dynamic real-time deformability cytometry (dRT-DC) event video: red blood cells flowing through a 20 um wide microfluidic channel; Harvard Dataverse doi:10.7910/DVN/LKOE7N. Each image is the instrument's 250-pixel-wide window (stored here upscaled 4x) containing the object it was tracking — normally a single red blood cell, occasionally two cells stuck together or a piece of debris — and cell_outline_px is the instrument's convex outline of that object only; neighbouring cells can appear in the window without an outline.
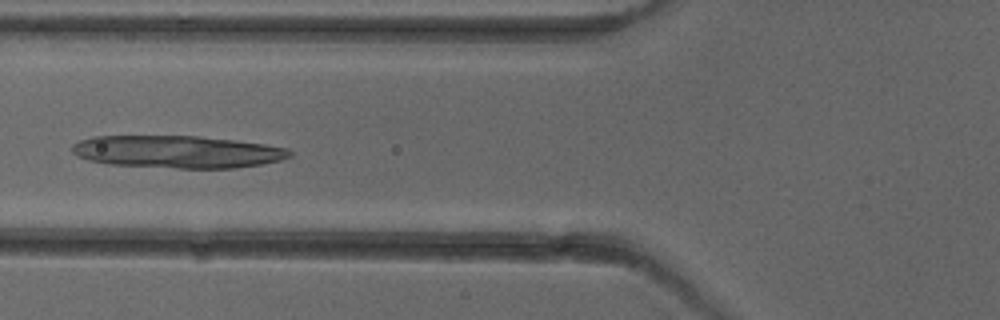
{"species": "common noctule bat (a hibernating species)", "species_latin": "Nyctalus noctula", "temperature_condition": "cold", "stored_images_in_passage": 6, "camera_frame_rate_fps": 3000, "um_per_image_px": 0.085, "animal": {"sex": "female"}, "frame": {"image": 1, "passage_image": 6, "time_ms": 5.667, "image_size_px": [1000, 320], "cell_outline_px": [[292, 156], [280, 160], [260, 164], [236, 168], [176, 168], [108, 164], [88, 160], [76, 156], [72, 152], [72, 144], [80, 140], [92, 136], [200, 136], [236, 140], [264, 144], [288, 148], [292, 152]], "centroid_in_image_um": [15.06, 12.9], "position_along_channel_um": 110.7, "area_um2": 41.27}}